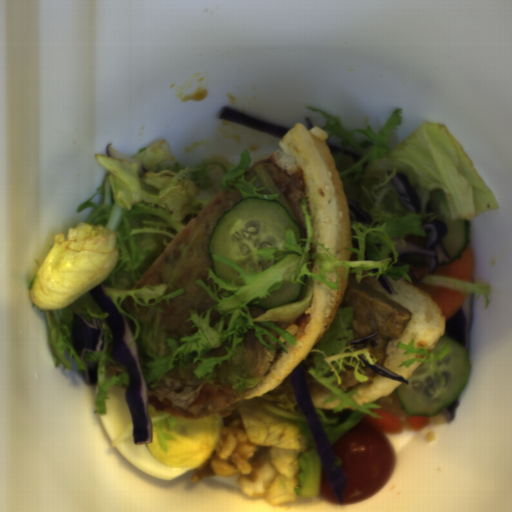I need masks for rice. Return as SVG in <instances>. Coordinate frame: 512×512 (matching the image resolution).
Segmentation results:
<instances>
[{"instance_id":"rice-1","label":"rice","mask_w":512,"mask_h":512,"mask_svg":"<svg viewBox=\"0 0 512 512\" xmlns=\"http://www.w3.org/2000/svg\"><path fill=\"white\" fill-rule=\"evenodd\" d=\"M221 417V431L214 453L209 458V466L216 476H237L244 496L256 498L265 495L278 475L271 455L259 469H252L249 461L260 446L251 444L238 407Z\"/></svg>"}]
</instances>
